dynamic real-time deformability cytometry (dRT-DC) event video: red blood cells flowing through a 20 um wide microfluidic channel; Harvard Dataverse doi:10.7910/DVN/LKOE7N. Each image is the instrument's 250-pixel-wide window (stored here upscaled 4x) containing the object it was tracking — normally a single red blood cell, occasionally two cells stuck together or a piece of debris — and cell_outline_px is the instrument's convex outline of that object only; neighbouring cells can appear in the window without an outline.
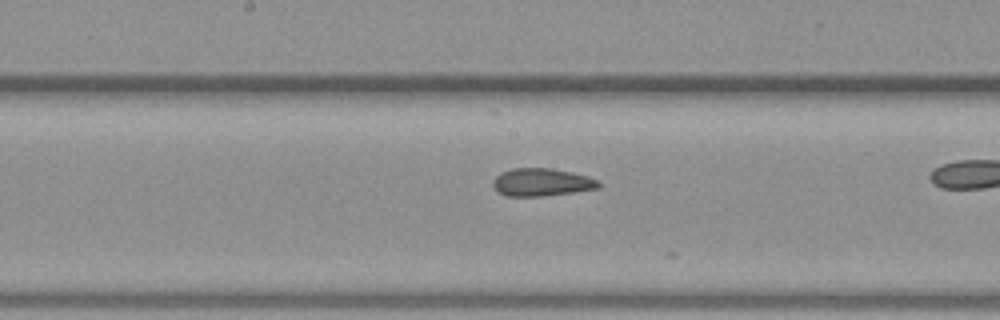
{"species": "common noctule bat (a hibernating species)", "species_latin": "Nyctalus noctula", "temperature_condition": "warm", "stored_images_in_passage": 33, "camera_frame_rate_fps": 3000, "um_per_image_px": 0.085, "animal": {"sex": "female", "body_mass_g": 19.3, "forearm_length_mm": 54.1}, "frame": {"image": 1, "passage_image": 19, "time_ms": 6.0, "image_size_px": [1000, 320], "cell_outline_px": [[600, 188], [572, 192], [540, 196], [508, 196], [500, 192], [492, 184], [492, 180], [500, 172], [512, 168], [548, 168], [572, 172], [588, 176], [600, 180]], "centroid_in_image_um": [46.06, 15.48], "position_along_channel_um": 202.1, "area_um2": 17.05}}